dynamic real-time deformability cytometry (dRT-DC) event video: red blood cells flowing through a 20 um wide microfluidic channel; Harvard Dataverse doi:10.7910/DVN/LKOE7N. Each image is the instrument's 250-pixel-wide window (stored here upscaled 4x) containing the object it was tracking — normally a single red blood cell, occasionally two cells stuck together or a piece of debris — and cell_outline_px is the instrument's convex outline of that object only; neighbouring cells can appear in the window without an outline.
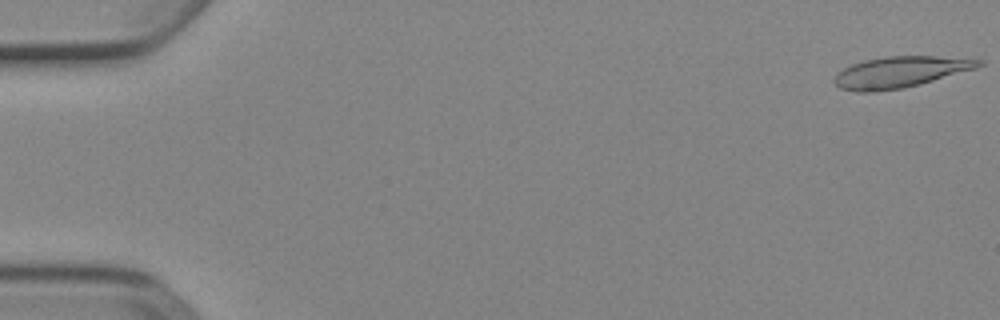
{"species": "Egyptian fruit bat (a non-hibernating species)", "species_latin": "Rousettus aegyptiacus", "temperature_condition": "cold", "stored_images_in_passage": 52, "camera_frame_rate_fps": 3000, "um_per_image_px": 0.085, "animal": {"sex": "female"}, "frame": {"image": 1, "passage_image": 1, "time_ms": 0.0, "image_size_px": [1000, 320], "cell_outline_px": [[984, 64], [976, 68], [920, 84], [904, 88], [876, 92], [856, 92], [840, 88], [832, 80], [836, 72], [852, 64], [864, 60], [884, 56], [936, 56], [984, 60]], "centroid_in_image_um": [76.47, 6.13], "position_along_channel_um": 8.5, "area_um2": 26.3}}
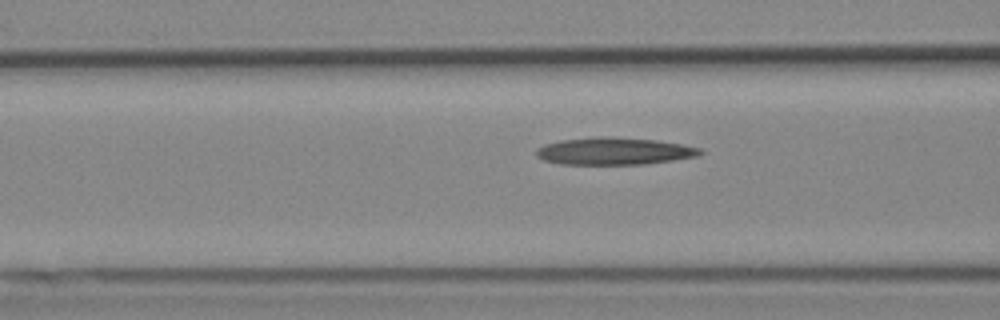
{"frame": {"image": 2, "passage_image": 21, "time_ms": 6.667, "image_size_px": [1000, 320], "cell_outline_px": [[704, 152], [700, 156], [644, 164], [560, 164], [544, 160], [536, 156], [536, 148], [544, 144], [560, 140], [600, 136], [608, 136], [656, 140], [684, 144], [700, 148]], "centroid_in_image_um": [52.21, 12.84], "position_along_channel_um": 114.4, "area_um2": 26.18}}
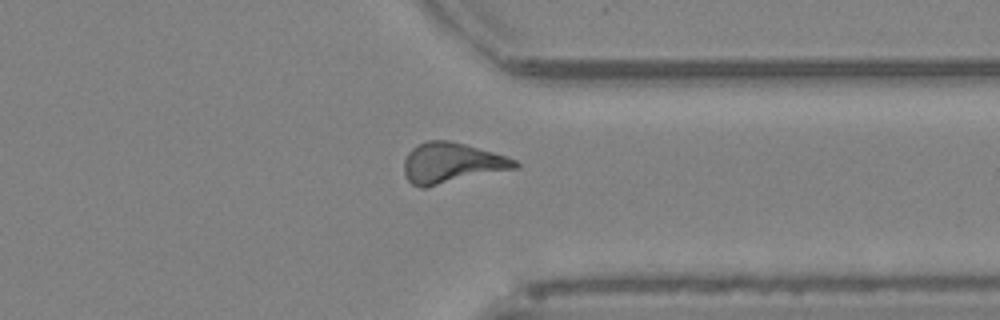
{"frame": {"image": 3, "passage_image": 41, "time_ms": 13.333, "image_size_px": [1000, 320], "cell_outline_px": [[520, 168], [424, 188], [420, 188], [412, 184], [408, 180], [404, 172], [404, 160], [408, 152], [412, 148], [428, 140], [448, 140], [464, 144], [492, 152], [516, 160], [520, 164]], "centroid_in_image_um": [38.4, 13.87], "position_along_channel_um": 373.0, "area_um2": 26.18}, "authors_computed_cell_mechanics": {"area_um2": 25.3453, "velocity_mm_per_s": 3.8989, "shape_relaxation_time_tau1_ms": null, "shape_relaxation_time_tau2_ms": 5.495, "deformation_change_tau1": null, "deformation_change_tau2": 0.1707}}